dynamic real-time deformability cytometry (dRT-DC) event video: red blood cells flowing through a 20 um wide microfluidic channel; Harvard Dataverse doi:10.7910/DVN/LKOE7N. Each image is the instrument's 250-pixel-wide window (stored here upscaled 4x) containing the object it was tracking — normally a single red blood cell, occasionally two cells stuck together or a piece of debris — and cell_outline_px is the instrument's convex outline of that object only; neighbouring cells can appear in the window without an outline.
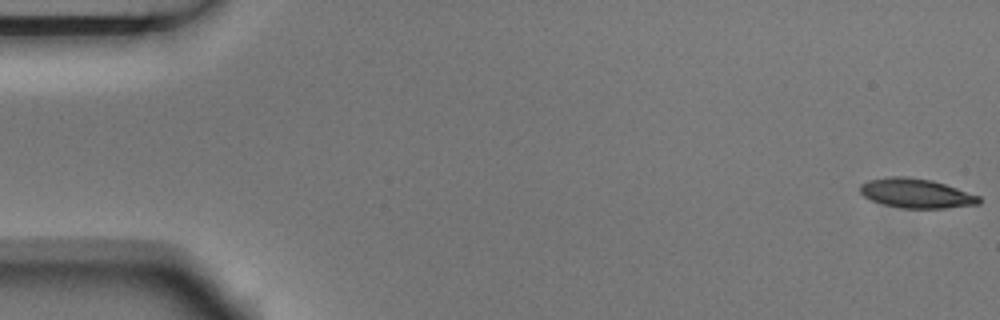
{"species": "Egyptian fruit bat (a non-hibernating species)", "species_latin": "Rousettus aegyptiacus", "temperature_condition": "room temperature", "stored_images_in_passage": 3, "camera_frame_rate_fps": 3000, "um_per_image_px": 0.085, "animal": {"sex": "male"}, "frame": {"image": 1, "passage_image": 1, "time_ms": 0.0, "image_size_px": [1000, 320], "cell_outline_px": [[980, 204], [944, 208], [904, 208], [884, 204], [872, 200], [864, 196], [860, 192], [860, 184], [868, 180], [888, 176], [908, 176], [932, 180], [980, 196]], "centroid_in_image_um": [77.86, 16.42], "position_along_channel_um": 7.1, "area_um2": 20.29}}